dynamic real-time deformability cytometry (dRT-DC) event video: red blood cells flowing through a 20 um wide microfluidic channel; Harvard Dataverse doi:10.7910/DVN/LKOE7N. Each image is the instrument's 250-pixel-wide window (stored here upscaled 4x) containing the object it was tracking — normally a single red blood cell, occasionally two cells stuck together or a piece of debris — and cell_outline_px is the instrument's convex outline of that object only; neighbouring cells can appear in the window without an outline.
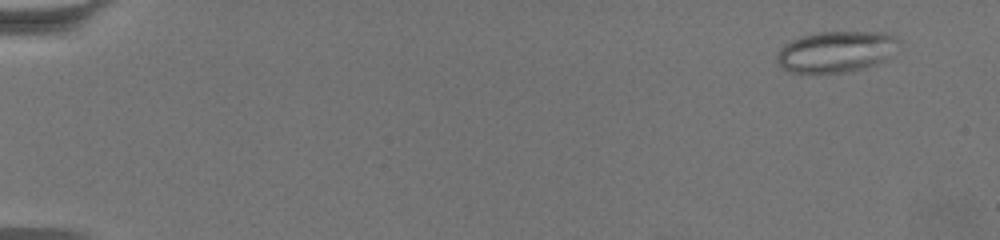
{"species": "common noctule bat (a hibernating species)", "species_latin": "Nyctalus noctula", "temperature_condition": "warm", "stored_images_in_passage": 64, "camera_frame_rate_fps": 3000, "um_per_image_px": 0.085, "animal": {"sex": "female", "body_mass_g": 19.5, "forearm_length_mm": 54.1}, "frame": {"image": 1, "passage_image": 5, "time_ms": 1.333, "image_size_px": [1000, 240], "cell_outline_px": [[900, 40], [888, 60], [860, 68], [844, 72], [788, 72], [780, 68], [776, 64], [776, 56], [780, 48], [784, 44], [800, 36], [820, 32], [888, 32]], "centroid_in_image_um": [71.03, 4.38], "position_along_channel_um": 14.0, "area_um2": 29.25}}
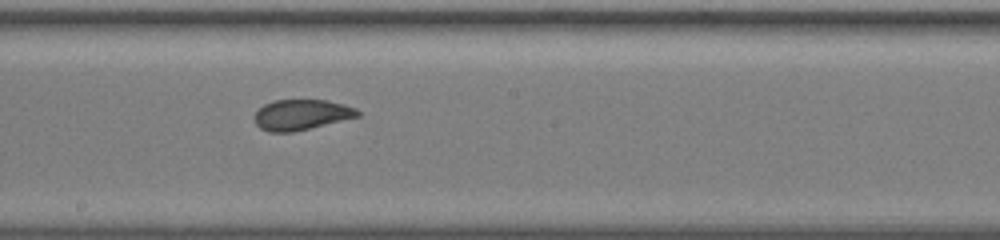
{"frame": {"image": 2, "passage_image": 38, "time_ms": 12.333, "image_size_px": [1000, 240], "cell_outline_px": [[360, 116], [292, 132], [268, 132], [260, 128], [256, 124], [252, 116], [264, 104], [272, 100], [328, 100], [344, 104], [356, 108], [360, 112]], "centroid_in_image_um": [25.59, 9.74], "position_along_channel_um": 222.6, "area_um2": 18.38}}
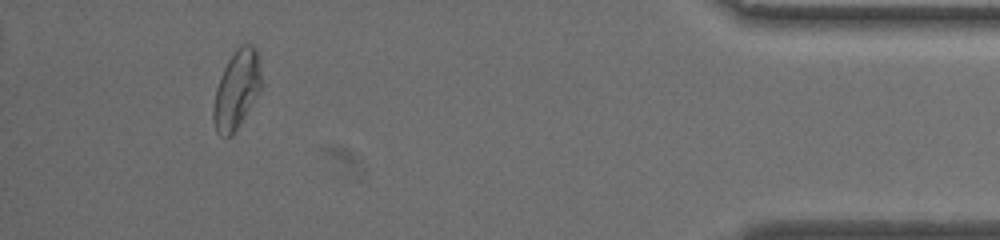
{"frame": {"image": 3, "passage_image": 60, "time_ms": 19.667, "image_size_px": [1000, 240], "cell_outline_px": [[260, 92], [232, 136], [224, 136], [216, 132], [212, 116], [212, 108], [216, 88], [220, 76], [228, 60], [236, 48], [240, 44], [252, 44], [256, 48], [260, 68]], "centroid_in_image_um": [20.09, 7.61], "position_along_channel_um": 415.1, "area_um2": 21.85}, "authors_computed_cell_mechanics": {"area_um2": 21.4727, "velocity_mm_per_s": 3.3599, "shape_relaxation_time_tau1_ms": null, "shape_relaxation_time_tau2_ms": 1.7407, "deformation_change_tau1": null, "deformation_change_tau2": 0.0806}}